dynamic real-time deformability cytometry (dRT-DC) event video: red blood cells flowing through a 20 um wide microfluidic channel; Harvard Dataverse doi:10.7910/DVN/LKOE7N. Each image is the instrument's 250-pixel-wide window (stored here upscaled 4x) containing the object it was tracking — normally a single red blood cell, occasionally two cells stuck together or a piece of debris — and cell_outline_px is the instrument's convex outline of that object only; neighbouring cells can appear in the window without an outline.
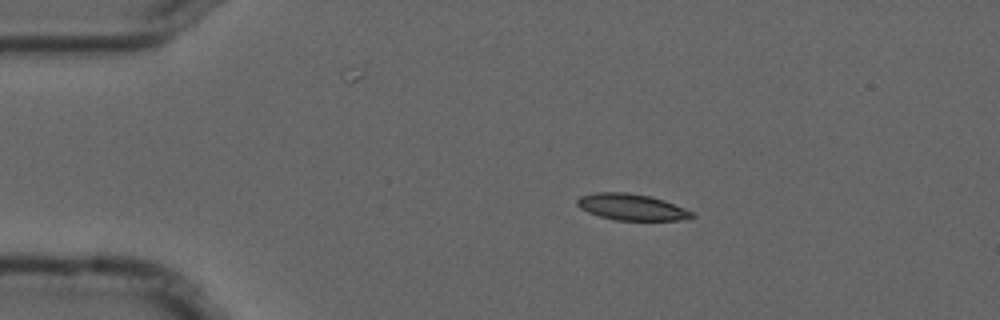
{"species": "common noctule bat (a hibernating species)", "species_latin": "Nyctalus noctula", "temperature_condition": "cold", "stored_images_in_passage": 4, "camera_frame_rate_fps": 3000, "um_per_image_px": 0.085, "animal": {"sex": "male", "forearm_length_mm": 52.5}, "frame": {"image": 1, "passage_image": 3, "time_ms": 0.667, "image_size_px": [1000, 320], "cell_outline_px": [[696, 216], [680, 220], [616, 220], [600, 216], [588, 212], [580, 208], [576, 204], [576, 200], [580, 196], [596, 192], [628, 192], [652, 196], [664, 200], [684, 208], [692, 212]], "centroid_in_image_um": [53.67, 17.59], "position_along_channel_um": 31.3, "area_um2": 17.63}}